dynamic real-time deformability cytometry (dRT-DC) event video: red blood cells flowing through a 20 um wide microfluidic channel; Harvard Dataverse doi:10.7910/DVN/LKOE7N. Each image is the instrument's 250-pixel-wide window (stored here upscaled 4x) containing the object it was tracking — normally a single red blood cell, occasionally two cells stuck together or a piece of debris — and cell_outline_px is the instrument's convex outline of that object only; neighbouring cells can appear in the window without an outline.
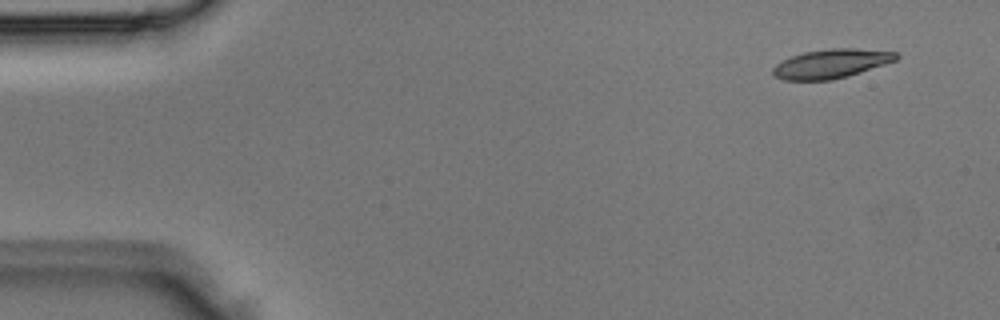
{"species": "Egyptian fruit bat (a non-hibernating species)", "species_latin": "Rousettus aegyptiacus", "temperature_condition": "room temperature", "stored_images_in_passage": 3, "camera_frame_rate_fps": 3000, "um_per_image_px": 0.085, "animal": {"sex": "male"}, "frame": {"image": 1, "passage_image": 1, "time_ms": 0.0, "image_size_px": [1000, 320], "cell_outline_px": [[900, 56], [896, 60], [848, 76], [832, 80], [784, 80], [772, 76], [772, 68], [776, 64], [792, 56], [804, 52], [832, 48], [852, 48], [896, 52]], "centroid_in_image_um": [70.62, 5.42], "position_along_channel_um": 14.4, "area_um2": 20.75}}